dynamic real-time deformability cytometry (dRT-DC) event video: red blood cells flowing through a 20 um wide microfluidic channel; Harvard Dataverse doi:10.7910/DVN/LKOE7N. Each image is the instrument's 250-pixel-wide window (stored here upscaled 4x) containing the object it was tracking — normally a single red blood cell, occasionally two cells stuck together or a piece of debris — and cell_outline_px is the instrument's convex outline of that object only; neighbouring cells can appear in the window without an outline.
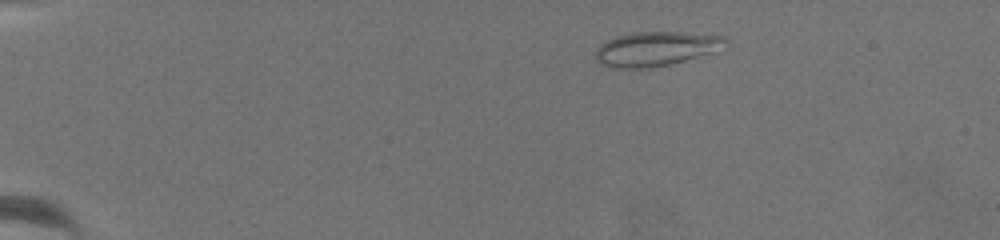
{"species": "common noctule bat (a hibernating species)", "species_latin": "Nyctalus noctula", "temperature_condition": "warm", "stored_images_in_passage": 57, "camera_frame_rate_fps": 3000, "um_per_image_px": 0.085, "animal": {"sex": "female", "body_mass_g": 19.5, "forearm_length_mm": 54.1}, "frame": {"image": 1, "passage_image": 1, "time_ms": 0.0, "image_size_px": [1000, 240], "cell_outline_px": [[728, 44], [724, 52], [652, 68], [608, 68], [600, 64], [596, 60], [596, 48], [600, 44], [616, 36], [632, 32], [680, 32], [724, 36]], "centroid_in_image_um": [55.84, 4.16], "position_along_channel_um": 29.2, "area_um2": 26.88}}
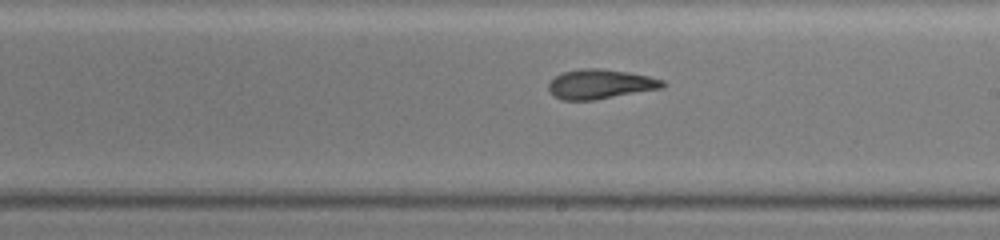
{"frame": {"image": 2, "passage_image": 31, "time_ms": 10.0, "image_size_px": [1000, 240], "cell_outline_px": [[664, 88], [596, 100], [560, 100], [552, 96], [548, 88], [548, 84], [556, 76], [564, 72], [580, 68], [600, 68], [628, 72], [648, 76], [664, 80]], "centroid_in_image_um": [51.02, 7.16], "position_along_channel_um": 238.0, "area_um2": 19.83}}
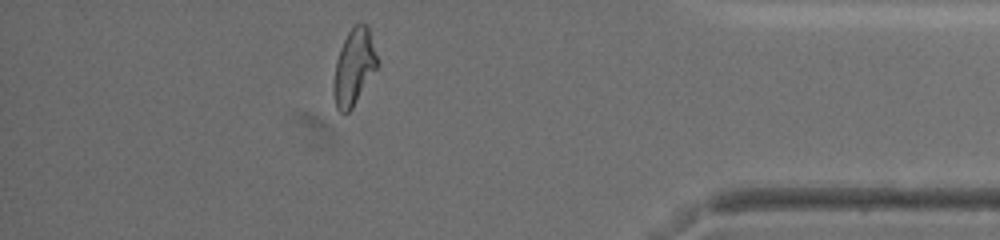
{"frame": {"image": 3, "passage_image": 50, "time_ms": 16.333, "image_size_px": [1000, 240], "cell_outline_px": [[380, 64], [352, 108], [348, 112], [340, 112], [336, 108], [332, 92], [332, 84], [336, 60], [340, 48], [348, 32], [356, 24], [368, 24], [380, 60]], "centroid_in_image_um": [30.11, 5.69], "position_along_channel_um": 405.1, "area_um2": 19.83}, "authors_computed_cell_mechanics": {"area_um2": 20.1144, "velocity_mm_per_s": 3.0999, "shape_relaxation_time_tau1_ms": null, "shape_relaxation_time_tau2_ms": 2.6874, "deformation_change_tau1": null, "deformation_change_tau2": 0.1065}}